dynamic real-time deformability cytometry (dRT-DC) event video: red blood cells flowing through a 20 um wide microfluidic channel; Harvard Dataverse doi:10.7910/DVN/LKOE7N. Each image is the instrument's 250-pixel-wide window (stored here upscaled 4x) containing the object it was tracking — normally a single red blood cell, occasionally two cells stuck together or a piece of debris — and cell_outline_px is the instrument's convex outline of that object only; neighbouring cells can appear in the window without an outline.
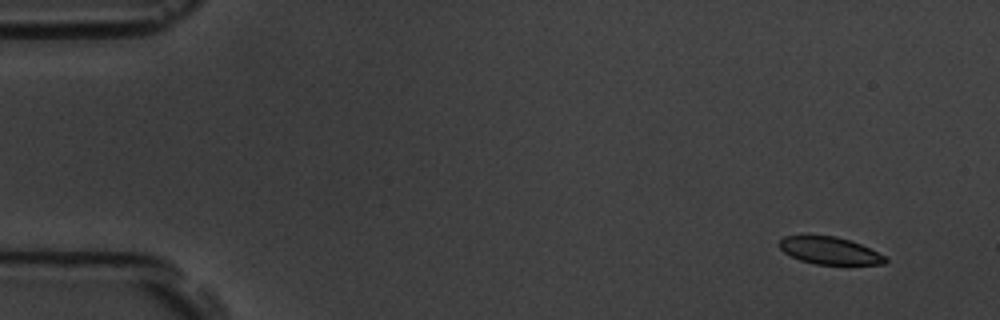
{"species": "common noctule bat (a hibernating species)", "species_latin": "Nyctalus noctula", "temperature_condition": "room temperature", "stored_images_in_passage": 5, "camera_frame_rate_fps": 3000, "um_per_image_px": 0.085, "animal": {"sex": "male", "body_mass_g": 19.5, "forearm_length_mm": 54.6}, "frame": {"image": 1, "passage_image": 1, "time_ms": 0.0, "image_size_px": [1000, 320], "cell_outline_px": [[888, 260], [884, 264], [816, 264], [800, 260], [784, 252], [776, 244], [784, 236], [808, 232], [836, 236], [860, 244], [888, 256]], "centroid_in_image_um": [70.46, 21.25], "position_along_channel_um": 14.5, "area_um2": 17.51}}
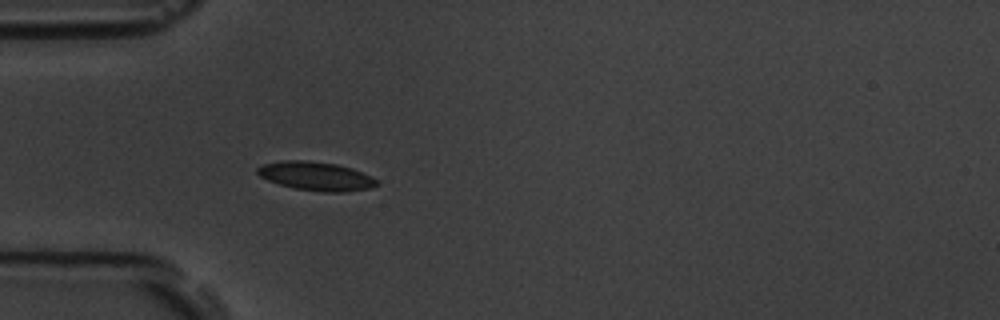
{"frame": {"image": 2, "passage_image": 5, "time_ms": 4.333, "image_size_px": [1000, 320], "cell_outline_px": [[380, 184], [372, 188], [344, 192], [324, 192], [296, 188], [280, 184], [268, 180], [260, 176], [256, 172], [256, 168], [264, 164], [284, 160], [308, 160], [336, 164], [352, 168], [376, 180]], "centroid_in_image_um": [26.86, 14.97], "position_along_channel_um": 58.1, "area_um2": 19.83}}